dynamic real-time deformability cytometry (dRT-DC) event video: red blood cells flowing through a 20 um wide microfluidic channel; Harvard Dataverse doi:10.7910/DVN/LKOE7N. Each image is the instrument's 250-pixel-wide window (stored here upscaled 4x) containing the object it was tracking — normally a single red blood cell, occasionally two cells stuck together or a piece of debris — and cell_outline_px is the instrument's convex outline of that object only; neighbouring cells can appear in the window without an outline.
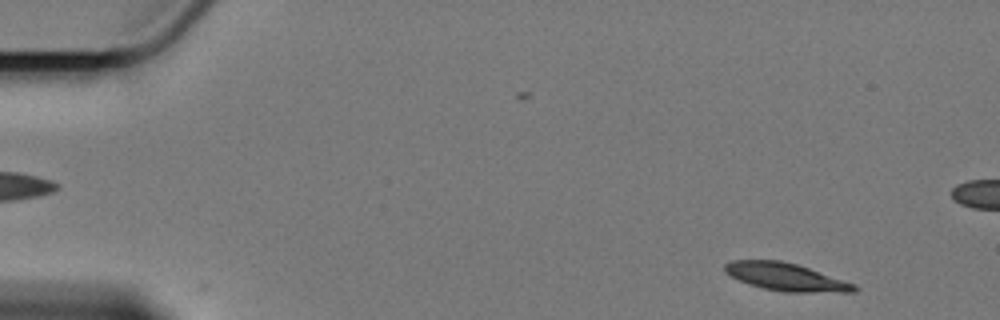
{"species": "Egyptian fruit bat (a non-hibernating species)", "species_latin": "Rousettus aegyptiacus", "temperature_condition": "cold", "stored_images_in_passage": 58, "camera_frame_rate_fps": 3000, "um_per_image_px": 0.085, "animal": {"sex": "female"}, "frame": {"image": 1, "passage_image": 3, "time_ms": 0.667, "image_size_px": [1000, 320], "cell_outline_px": [[860, 288], [856, 292], [784, 292], [764, 288], [748, 284], [724, 272], [724, 264], [732, 260], [780, 260], [796, 264], [856, 284]], "centroid_in_image_um": [66.82, 23.54], "position_along_channel_um": 18.2, "area_um2": 20.81}}
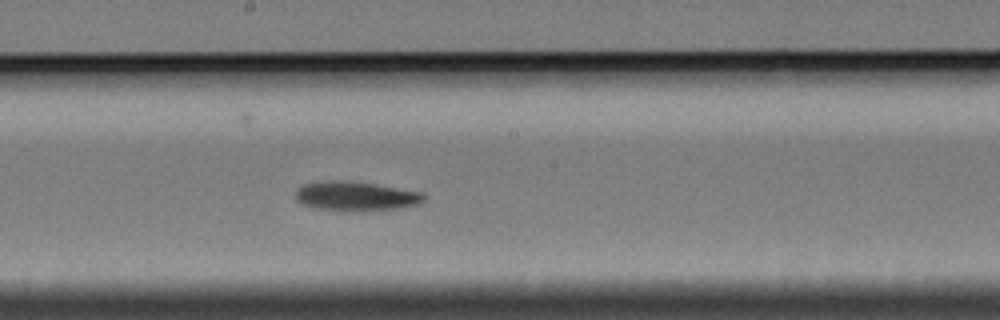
{"frame": {"image": 2, "passage_image": 30, "time_ms": 9.667, "image_size_px": [1000, 320], "cell_outline_px": [[424, 200], [416, 204], [404, 208], [368, 212], [340, 212], [312, 208], [300, 204], [296, 200], [296, 188], [304, 184], [324, 180], [348, 180], [376, 184], [424, 192]], "centroid_in_image_um": [30.21, 16.7], "position_along_channel_um": 218.0, "area_um2": 22.95}}
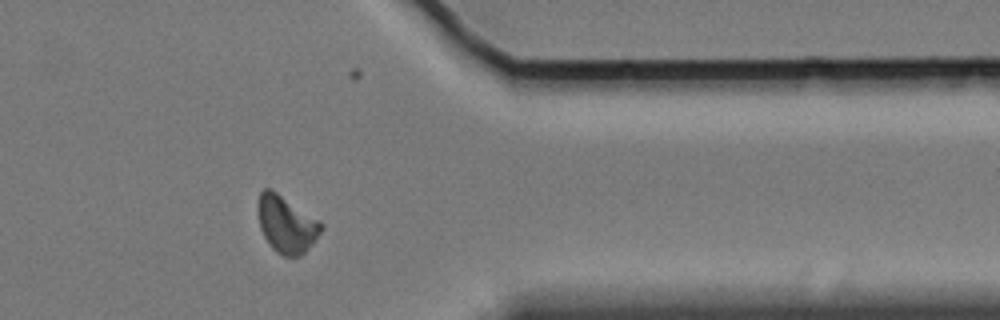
{"frame": {"image": 3, "passage_image": 46, "time_ms": 15.0, "image_size_px": [1000, 320], "cell_outline_px": [[324, 228], [312, 244], [304, 252], [296, 256], [284, 256], [276, 252], [272, 248], [264, 236], [260, 228], [256, 208], [260, 192], [264, 188], [272, 188], [324, 224]], "centroid_in_image_um": [24.32, 19.03], "position_along_channel_um": 387.1, "area_um2": 21.04}, "authors_computed_cell_mechanics": {"area_um2": 21.3282, "velocity_mm_per_s": 3.3893, "shape_relaxation_time_tau1_ms": 3.368, "shape_relaxation_time_tau2_ms": null, "deformation_change_tau1": 0.1107, "deformation_change_tau2": null}}